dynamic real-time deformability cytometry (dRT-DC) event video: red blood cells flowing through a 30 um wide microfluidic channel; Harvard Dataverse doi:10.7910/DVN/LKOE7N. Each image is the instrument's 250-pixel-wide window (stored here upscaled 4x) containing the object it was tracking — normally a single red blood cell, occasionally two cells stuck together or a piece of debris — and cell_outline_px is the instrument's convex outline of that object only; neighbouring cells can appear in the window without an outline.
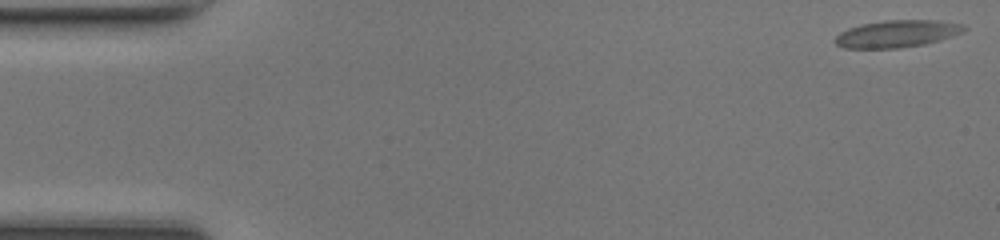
{"species": "common noctule bat (a hibernating species)", "species_latin": "Nyctalus noctula", "temperature_condition": "room temperature", "stored_images_in_passage": 48, "camera_frame_rate_fps": 3000, "um_per_image_px": 0.085, "animal": {"sex": "female", "body_mass_g": 17.0, "forearm_length_mm": 48.0}, "frame": {"image": 1, "passage_image": 1, "time_ms": 0.0, "image_size_px": [1000, 240], "cell_outline_px": [[968, 28], [952, 36], [924, 44], [900, 48], [844, 48], [836, 44], [832, 40], [840, 32], [848, 28], [860, 24], [884, 20], [940, 20], [964, 24]], "centroid_in_image_um": [76.22, 2.86], "position_along_channel_um": 8.8, "area_um2": 20.52}}
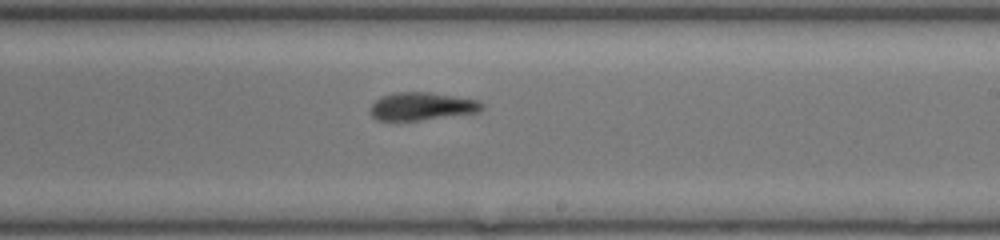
{"frame": {"image": 2, "passage_image": 28, "time_ms": 9.0, "image_size_px": [1000, 240], "cell_outline_px": [[484, 108], [480, 112], [420, 120], [376, 120], [368, 112], [372, 104], [376, 100], [392, 92], [432, 92], [480, 100], [484, 104]], "centroid_in_image_um": [35.89, 9.03], "position_along_channel_um": 253.1, "area_um2": 18.32}}
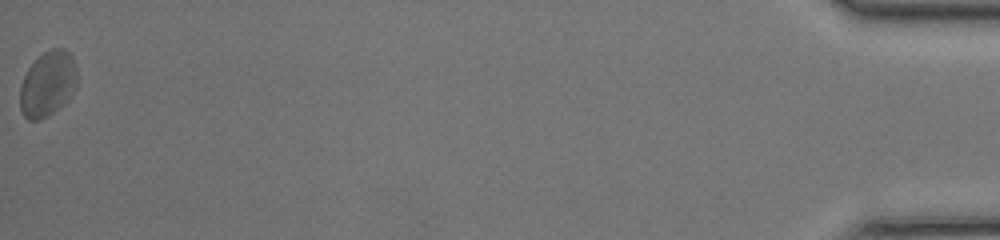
{"frame": {"image": 3, "passage_image": 48, "time_ms": 15.667, "image_size_px": [1000, 240], "cell_outline_px": [[76, 84], [68, 100], [48, 116], [40, 120], [28, 120], [24, 116], [20, 108], [20, 84], [28, 68], [44, 52], [52, 48], [64, 48], [72, 56], [76, 68]], "centroid_in_image_um": [4.04, 7.14], "position_along_channel_um": 431.2, "area_um2": 21.62}, "authors_computed_cell_mechanics": {"area_um2": 19.2763, "velocity_mm_per_s": 4.295, "shape_relaxation_time_tau1_ms": 9.7245, "shape_relaxation_time_tau2_ms": 1.0318, "deformation_change_tau1": 0.2725, "deformation_change_tau2": 0.0575}}